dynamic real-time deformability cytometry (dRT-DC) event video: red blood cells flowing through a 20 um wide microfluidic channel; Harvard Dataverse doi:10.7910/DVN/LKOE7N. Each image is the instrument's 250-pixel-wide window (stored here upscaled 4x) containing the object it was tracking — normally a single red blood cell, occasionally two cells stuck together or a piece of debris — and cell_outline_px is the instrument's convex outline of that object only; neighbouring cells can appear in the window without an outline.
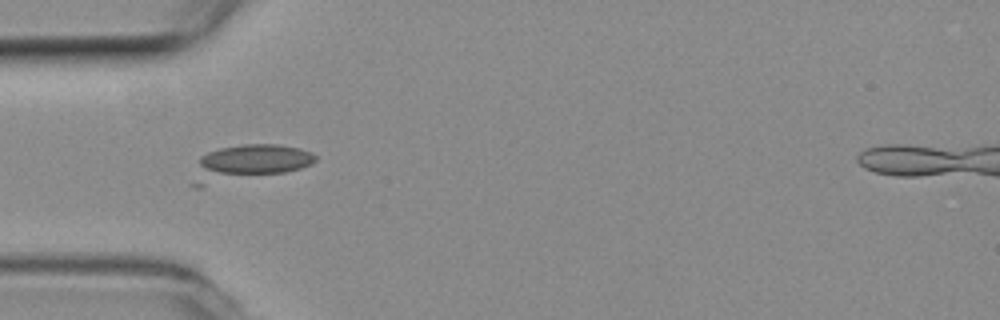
{"species": "common noctule bat (a hibernating species)", "species_latin": "Nyctalus noctula", "temperature_condition": "room temperature", "stored_images_in_passage": 5, "camera_frame_rate_fps": 3000, "um_per_image_px": 0.085, "animal": {"sex": "female", "body_mass_g": 19.3, "forearm_length_mm": 54.1}, "frame": {"image": 1, "passage_image": 1, "time_ms": 0.0, "image_size_px": [1000, 320], "cell_outline_px": [[316, 160], [312, 164], [300, 168], [284, 172], [204, 188], [192, 188], [188, 184], [200, 156], [208, 152], [220, 148], [244, 144], [280, 144], [300, 148], [312, 152], [316, 156]], "centroid_in_image_um": [21.02, 13.89], "position_along_channel_um": 64.0, "area_um2": 26.47}}
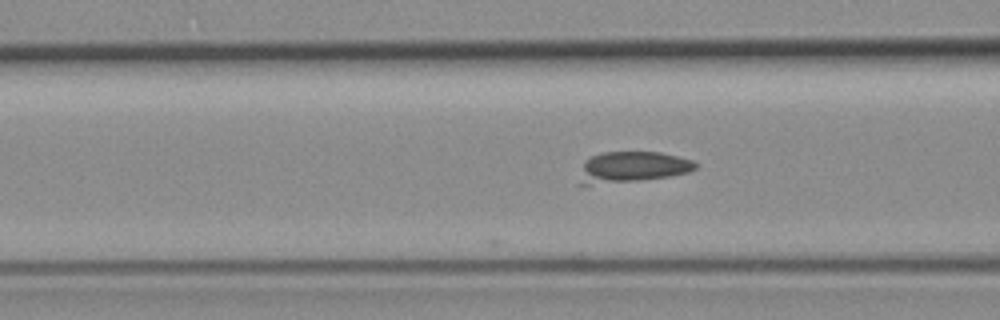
{"frame": {"image": 2, "passage_image": 5, "time_ms": 1.333, "image_size_px": [1000, 320], "cell_outline_px": [[700, 164], [696, 168], [688, 172], [672, 176], [640, 180], [588, 184], [576, 184], [584, 160], [592, 156], [604, 152], [660, 152], [696, 160]], "centroid_in_image_um": [53.77, 14.19], "position_along_channel_um": 112.8, "area_um2": 21.04}}